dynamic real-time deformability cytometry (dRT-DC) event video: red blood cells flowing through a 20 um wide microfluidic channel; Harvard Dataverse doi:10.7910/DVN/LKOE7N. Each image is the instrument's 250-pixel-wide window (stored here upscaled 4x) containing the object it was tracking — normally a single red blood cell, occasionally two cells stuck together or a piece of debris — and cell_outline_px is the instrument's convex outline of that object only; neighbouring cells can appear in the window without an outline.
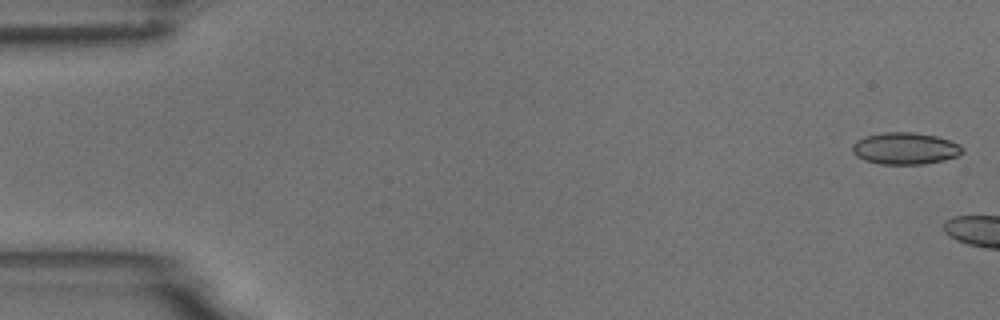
{"species": "common noctule bat (a hibernating species)", "species_latin": "Nyctalus noctula", "temperature_condition": "room temperature", "stored_images_in_passage": 5, "camera_frame_rate_fps": 3000, "um_per_image_px": 0.085, "animal": {"sex": "male", "body_mass_g": 18.8}, "frame": {"image": 1, "passage_image": 1, "time_ms": 0.0, "image_size_px": [1000, 320], "cell_outline_px": [[964, 152], [956, 156], [944, 160], [924, 164], [880, 164], [864, 160], [856, 156], [852, 152], [852, 144], [856, 140], [864, 136], [884, 132], [912, 132], [936, 136], [960, 144], [964, 148]], "centroid_in_image_um": [76.92, 12.62], "position_along_channel_um": 8.1, "area_um2": 20.58}}